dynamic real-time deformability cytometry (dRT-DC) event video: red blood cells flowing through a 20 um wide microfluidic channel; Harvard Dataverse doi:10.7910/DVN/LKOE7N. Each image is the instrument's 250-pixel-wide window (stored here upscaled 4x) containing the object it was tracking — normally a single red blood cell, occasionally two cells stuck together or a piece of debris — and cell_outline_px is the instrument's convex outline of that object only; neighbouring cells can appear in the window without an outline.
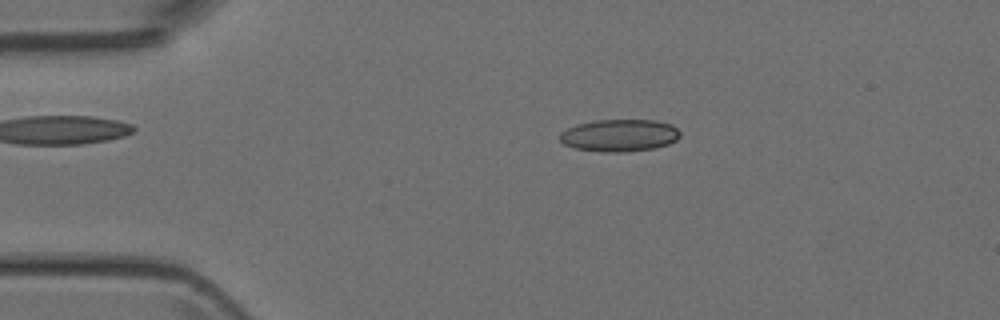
{"species": "Egyptian fruit bat (a non-hibernating species)", "species_latin": "Rousettus aegyptiacus", "temperature_condition": "room temperature", "stored_images_in_passage": 4, "camera_frame_rate_fps": 3000, "um_per_image_px": 0.085, "animal": {"sex": "female"}, "frame": {"image": 1, "passage_image": 2, "time_ms": 1.333, "image_size_px": [1000, 320], "cell_outline_px": [[680, 136], [676, 140], [668, 144], [656, 148], [624, 152], [604, 152], [576, 148], [564, 144], [560, 140], [560, 132], [576, 124], [596, 120], [656, 120], [672, 124], [680, 132]], "centroid_in_image_um": [52.67, 11.5], "position_along_channel_um": 32.3, "area_um2": 22.66}}